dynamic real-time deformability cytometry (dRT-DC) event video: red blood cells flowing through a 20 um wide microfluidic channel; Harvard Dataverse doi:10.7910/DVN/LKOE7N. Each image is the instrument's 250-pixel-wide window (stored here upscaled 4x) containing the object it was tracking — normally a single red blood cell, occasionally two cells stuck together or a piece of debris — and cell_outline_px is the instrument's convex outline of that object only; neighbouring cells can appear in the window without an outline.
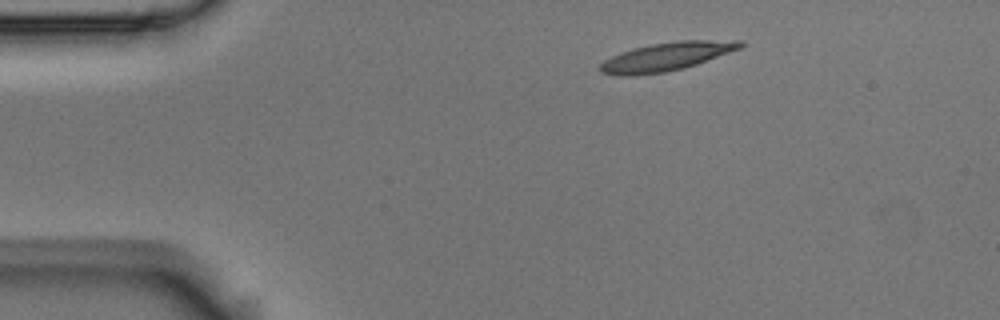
{"species": "Egyptian fruit bat (a non-hibernating species)", "species_latin": "Rousettus aegyptiacus", "temperature_condition": "room temperature", "stored_images_in_passage": 3, "camera_frame_rate_fps": 3000, "um_per_image_px": 0.085, "animal": {"sex": "male"}, "frame": {"image": 1, "passage_image": 1, "time_ms": 0.0, "image_size_px": [1000, 320], "cell_outline_px": [[744, 44], [740, 48], [696, 64], [684, 68], [664, 72], [636, 76], [616, 76], [600, 72], [600, 64], [604, 60], [620, 52], [652, 44], [676, 40], [744, 40]], "centroid_in_image_um": [56.62, 4.82], "position_along_channel_um": 28.4, "area_um2": 23.18}}
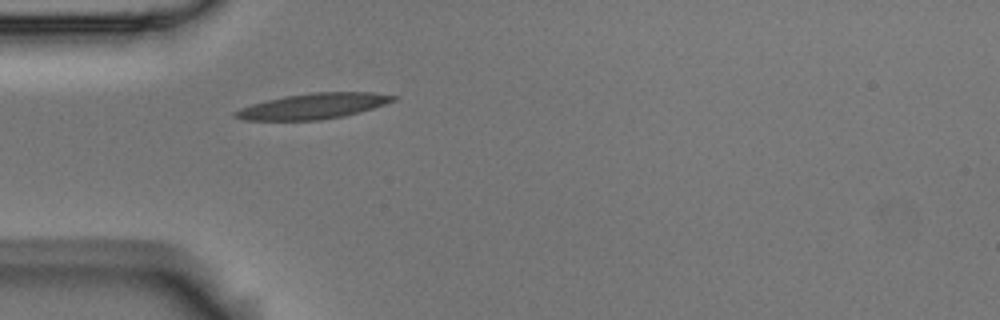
{"frame": {"image": 2, "passage_image": 3, "time_ms": 0.667, "image_size_px": [1000, 320], "cell_outline_px": [[400, 96], [396, 100], [360, 112], [344, 116], [320, 120], [244, 120], [232, 116], [232, 112], [240, 108], [252, 104], [284, 96], [312, 92], [372, 92]], "centroid_in_image_um": [26.63, 9.02], "position_along_channel_um": 58.4, "area_um2": 23.58}}